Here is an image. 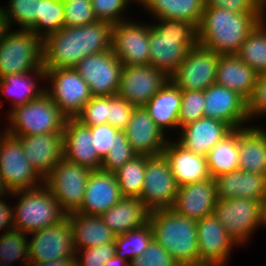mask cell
<instances>
[{"label": "cell", "mask_w": 266, "mask_h": 266, "mask_svg": "<svg viewBox=\"0 0 266 266\" xmlns=\"http://www.w3.org/2000/svg\"><path fill=\"white\" fill-rule=\"evenodd\" d=\"M113 25L96 21L77 27H63L42 39L43 68H75L86 56L111 49Z\"/></svg>", "instance_id": "cell-1"}, {"label": "cell", "mask_w": 266, "mask_h": 266, "mask_svg": "<svg viewBox=\"0 0 266 266\" xmlns=\"http://www.w3.org/2000/svg\"><path fill=\"white\" fill-rule=\"evenodd\" d=\"M266 16L205 7L198 26V43L219 55H236L248 33Z\"/></svg>", "instance_id": "cell-2"}, {"label": "cell", "mask_w": 266, "mask_h": 266, "mask_svg": "<svg viewBox=\"0 0 266 266\" xmlns=\"http://www.w3.org/2000/svg\"><path fill=\"white\" fill-rule=\"evenodd\" d=\"M149 25V64L170 77L187 52L198 44V29L189 21L168 18Z\"/></svg>", "instance_id": "cell-3"}, {"label": "cell", "mask_w": 266, "mask_h": 266, "mask_svg": "<svg viewBox=\"0 0 266 266\" xmlns=\"http://www.w3.org/2000/svg\"><path fill=\"white\" fill-rule=\"evenodd\" d=\"M148 222L152 227L153 239L180 266H200L196 220L167 208L150 211Z\"/></svg>", "instance_id": "cell-4"}, {"label": "cell", "mask_w": 266, "mask_h": 266, "mask_svg": "<svg viewBox=\"0 0 266 266\" xmlns=\"http://www.w3.org/2000/svg\"><path fill=\"white\" fill-rule=\"evenodd\" d=\"M42 39L30 29L9 32L0 41V79L3 76L33 72L45 78Z\"/></svg>", "instance_id": "cell-5"}, {"label": "cell", "mask_w": 266, "mask_h": 266, "mask_svg": "<svg viewBox=\"0 0 266 266\" xmlns=\"http://www.w3.org/2000/svg\"><path fill=\"white\" fill-rule=\"evenodd\" d=\"M20 200L13 207L14 226L25 234L55 225L66 217L52 192L45 186L12 192Z\"/></svg>", "instance_id": "cell-6"}, {"label": "cell", "mask_w": 266, "mask_h": 266, "mask_svg": "<svg viewBox=\"0 0 266 266\" xmlns=\"http://www.w3.org/2000/svg\"><path fill=\"white\" fill-rule=\"evenodd\" d=\"M6 132L14 137L47 133H63L67 117L44 92L36 99L15 107L9 114Z\"/></svg>", "instance_id": "cell-7"}, {"label": "cell", "mask_w": 266, "mask_h": 266, "mask_svg": "<svg viewBox=\"0 0 266 266\" xmlns=\"http://www.w3.org/2000/svg\"><path fill=\"white\" fill-rule=\"evenodd\" d=\"M91 170L62 158L43 180L66 213L76 212L82 205Z\"/></svg>", "instance_id": "cell-8"}, {"label": "cell", "mask_w": 266, "mask_h": 266, "mask_svg": "<svg viewBox=\"0 0 266 266\" xmlns=\"http://www.w3.org/2000/svg\"><path fill=\"white\" fill-rule=\"evenodd\" d=\"M178 188L165 155L146 156L144 182L138 197L143 205L149 211L172 208Z\"/></svg>", "instance_id": "cell-9"}, {"label": "cell", "mask_w": 266, "mask_h": 266, "mask_svg": "<svg viewBox=\"0 0 266 266\" xmlns=\"http://www.w3.org/2000/svg\"><path fill=\"white\" fill-rule=\"evenodd\" d=\"M44 70L52 85L45 92L67 118H76L93 97L89 85L75 68Z\"/></svg>", "instance_id": "cell-10"}, {"label": "cell", "mask_w": 266, "mask_h": 266, "mask_svg": "<svg viewBox=\"0 0 266 266\" xmlns=\"http://www.w3.org/2000/svg\"><path fill=\"white\" fill-rule=\"evenodd\" d=\"M213 215L237 244H243L261 224V202L249 198L217 199Z\"/></svg>", "instance_id": "cell-11"}, {"label": "cell", "mask_w": 266, "mask_h": 266, "mask_svg": "<svg viewBox=\"0 0 266 266\" xmlns=\"http://www.w3.org/2000/svg\"><path fill=\"white\" fill-rule=\"evenodd\" d=\"M0 177L10 192L40 187L44 180L25 157L21 140L7 132L0 135Z\"/></svg>", "instance_id": "cell-12"}, {"label": "cell", "mask_w": 266, "mask_h": 266, "mask_svg": "<svg viewBox=\"0 0 266 266\" xmlns=\"http://www.w3.org/2000/svg\"><path fill=\"white\" fill-rule=\"evenodd\" d=\"M220 55L199 43L190 49L169 79L181 91H204L216 83Z\"/></svg>", "instance_id": "cell-13"}, {"label": "cell", "mask_w": 266, "mask_h": 266, "mask_svg": "<svg viewBox=\"0 0 266 266\" xmlns=\"http://www.w3.org/2000/svg\"><path fill=\"white\" fill-rule=\"evenodd\" d=\"M75 69L89 85L92 96L117 94L123 65L112 49L86 56Z\"/></svg>", "instance_id": "cell-14"}, {"label": "cell", "mask_w": 266, "mask_h": 266, "mask_svg": "<svg viewBox=\"0 0 266 266\" xmlns=\"http://www.w3.org/2000/svg\"><path fill=\"white\" fill-rule=\"evenodd\" d=\"M169 77L149 65H123L117 95L135 107H144Z\"/></svg>", "instance_id": "cell-15"}, {"label": "cell", "mask_w": 266, "mask_h": 266, "mask_svg": "<svg viewBox=\"0 0 266 266\" xmlns=\"http://www.w3.org/2000/svg\"><path fill=\"white\" fill-rule=\"evenodd\" d=\"M31 234L29 262H50L76 257L72 226L67 216L59 223Z\"/></svg>", "instance_id": "cell-16"}, {"label": "cell", "mask_w": 266, "mask_h": 266, "mask_svg": "<svg viewBox=\"0 0 266 266\" xmlns=\"http://www.w3.org/2000/svg\"><path fill=\"white\" fill-rule=\"evenodd\" d=\"M111 49L122 65H149V26L126 20L114 24Z\"/></svg>", "instance_id": "cell-17"}, {"label": "cell", "mask_w": 266, "mask_h": 266, "mask_svg": "<svg viewBox=\"0 0 266 266\" xmlns=\"http://www.w3.org/2000/svg\"><path fill=\"white\" fill-rule=\"evenodd\" d=\"M204 115L233 129L242 128L249 119L248 101L238 92L215 83L204 90Z\"/></svg>", "instance_id": "cell-18"}, {"label": "cell", "mask_w": 266, "mask_h": 266, "mask_svg": "<svg viewBox=\"0 0 266 266\" xmlns=\"http://www.w3.org/2000/svg\"><path fill=\"white\" fill-rule=\"evenodd\" d=\"M196 222L200 266H223L236 242L213 214Z\"/></svg>", "instance_id": "cell-19"}, {"label": "cell", "mask_w": 266, "mask_h": 266, "mask_svg": "<svg viewBox=\"0 0 266 266\" xmlns=\"http://www.w3.org/2000/svg\"><path fill=\"white\" fill-rule=\"evenodd\" d=\"M127 142L137 155L162 154L167 139L144 107H135L127 127L123 130Z\"/></svg>", "instance_id": "cell-20"}, {"label": "cell", "mask_w": 266, "mask_h": 266, "mask_svg": "<svg viewBox=\"0 0 266 266\" xmlns=\"http://www.w3.org/2000/svg\"><path fill=\"white\" fill-rule=\"evenodd\" d=\"M122 197L115 173L91 170L82 205L76 212L101 216Z\"/></svg>", "instance_id": "cell-21"}, {"label": "cell", "mask_w": 266, "mask_h": 266, "mask_svg": "<svg viewBox=\"0 0 266 266\" xmlns=\"http://www.w3.org/2000/svg\"><path fill=\"white\" fill-rule=\"evenodd\" d=\"M216 201V183L210 177L203 181L179 186L171 209L197 221L213 214Z\"/></svg>", "instance_id": "cell-22"}, {"label": "cell", "mask_w": 266, "mask_h": 266, "mask_svg": "<svg viewBox=\"0 0 266 266\" xmlns=\"http://www.w3.org/2000/svg\"><path fill=\"white\" fill-rule=\"evenodd\" d=\"M18 138L21 140L25 157L43 179L63 158V133L36 134Z\"/></svg>", "instance_id": "cell-23"}, {"label": "cell", "mask_w": 266, "mask_h": 266, "mask_svg": "<svg viewBox=\"0 0 266 266\" xmlns=\"http://www.w3.org/2000/svg\"><path fill=\"white\" fill-rule=\"evenodd\" d=\"M63 158L90 170L100 169L102 160L93 146L91 129L75 118H67L63 130Z\"/></svg>", "instance_id": "cell-24"}, {"label": "cell", "mask_w": 266, "mask_h": 266, "mask_svg": "<svg viewBox=\"0 0 266 266\" xmlns=\"http://www.w3.org/2000/svg\"><path fill=\"white\" fill-rule=\"evenodd\" d=\"M233 130L229 124L223 121L203 117L183 126L177 142L188 151L206 156L220 140Z\"/></svg>", "instance_id": "cell-25"}, {"label": "cell", "mask_w": 266, "mask_h": 266, "mask_svg": "<svg viewBox=\"0 0 266 266\" xmlns=\"http://www.w3.org/2000/svg\"><path fill=\"white\" fill-rule=\"evenodd\" d=\"M163 154L168 159L178 186L210 178L206 156L188 151L178 142H169V140Z\"/></svg>", "instance_id": "cell-26"}, {"label": "cell", "mask_w": 266, "mask_h": 266, "mask_svg": "<svg viewBox=\"0 0 266 266\" xmlns=\"http://www.w3.org/2000/svg\"><path fill=\"white\" fill-rule=\"evenodd\" d=\"M216 183L217 199L249 198L262 201L266 196V176L241 169L218 175Z\"/></svg>", "instance_id": "cell-27"}, {"label": "cell", "mask_w": 266, "mask_h": 266, "mask_svg": "<svg viewBox=\"0 0 266 266\" xmlns=\"http://www.w3.org/2000/svg\"><path fill=\"white\" fill-rule=\"evenodd\" d=\"M149 213L138 197H122L100 217L117 236L143 227L148 223Z\"/></svg>", "instance_id": "cell-28"}, {"label": "cell", "mask_w": 266, "mask_h": 266, "mask_svg": "<svg viewBox=\"0 0 266 266\" xmlns=\"http://www.w3.org/2000/svg\"><path fill=\"white\" fill-rule=\"evenodd\" d=\"M258 74L237 55H220L216 84L238 92L247 101L253 96Z\"/></svg>", "instance_id": "cell-29"}, {"label": "cell", "mask_w": 266, "mask_h": 266, "mask_svg": "<svg viewBox=\"0 0 266 266\" xmlns=\"http://www.w3.org/2000/svg\"><path fill=\"white\" fill-rule=\"evenodd\" d=\"M72 226L73 246L76 255L81 248H90L111 243L116 235L103 222L100 216L72 212L66 214Z\"/></svg>", "instance_id": "cell-30"}, {"label": "cell", "mask_w": 266, "mask_h": 266, "mask_svg": "<svg viewBox=\"0 0 266 266\" xmlns=\"http://www.w3.org/2000/svg\"><path fill=\"white\" fill-rule=\"evenodd\" d=\"M239 169L266 176V131L238 128Z\"/></svg>", "instance_id": "cell-31"}, {"label": "cell", "mask_w": 266, "mask_h": 266, "mask_svg": "<svg viewBox=\"0 0 266 266\" xmlns=\"http://www.w3.org/2000/svg\"><path fill=\"white\" fill-rule=\"evenodd\" d=\"M180 104L181 90L169 79L144 108L156 125L165 133L167 127H179Z\"/></svg>", "instance_id": "cell-32"}, {"label": "cell", "mask_w": 266, "mask_h": 266, "mask_svg": "<svg viewBox=\"0 0 266 266\" xmlns=\"http://www.w3.org/2000/svg\"><path fill=\"white\" fill-rule=\"evenodd\" d=\"M157 19L189 21L197 28L205 8V0H138Z\"/></svg>", "instance_id": "cell-33"}, {"label": "cell", "mask_w": 266, "mask_h": 266, "mask_svg": "<svg viewBox=\"0 0 266 266\" xmlns=\"http://www.w3.org/2000/svg\"><path fill=\"white\" fill-rule=\"evenodd\" d=\"M210 177L239 169L238 129L220 140L206 155Z\"/></svg>", "instance_id": "cell-34"}, {"label": "cell", "mask_w": 266, "mask_h": 266, "mask_svg": "<svg viewBox=\"0 0 266 266\" xmlns=\"http://www.w3.org/2000/svg\"><path fill=\"white\" fill-rule=\"evenodd\" d=\"M266 19H262L248 33L236 54L246 65L258 75L266 73Z\"/></svg>", "instance_id": "cell-35"}, {"label": "cell", "mask_w": 266, "mask_h": 266, "mask_svg": "<svg viewBox=\"0 0 266 266\" xmlns=\"http://www.w3.org/2000/svg\"><path fill=\"white\" fill-rule=\"evenodd\" d=\"M29 73L7 75L0 79V93L3 92L2 95L7 94L11 97L12 95L13 97L16 96L13 98L12 109L36 99L45 92L44 89L35 88L37 84L34 83L35 80L31 78Z\"/></svg>", "instance_id": "cell-36"}, {"label": "cell", "mask_w": 266, "mask_h": 266, "mask_svg": "<svg viewBox=\"0 0 266 266\" xmlns=\"http://www.w3.org/2000/svg\"><path fill=\"white\" fill-rule=\"evenodd\" d=\"M146 156L137 155L115 173L123 197H139L144 182Z\"/></svg>", "instance_id": "cell-37"}, {"label": "cell", "mask_w": 266, "mask_h": 266, "mask_svg": "<svg viewBox=\"0 0 266 266\" xmlns=\"http://www.w3.org/2000/svg\"><path fill=\"white\" fill-rule=\"evenodd\" d=\"M152 240L153 231L148 222L141 228L117 235L114 240L115 254L124 260H127L129 254V262H131L144 253Z\"/></svg>", "instance_id": "cell-38"}, {"label": "cell", "mask_w": 266, "mask_h": 266, "mask_svg": "<svg viewBox=\"0 0 266 266\" xmlns=\"http://www.w3.org/2000/svg\"><path fill=\"white\" fill-rule=\"evenodd\" d=\"M64 20V3L61 0H39V17L29 29L43 39L62 29Z\"/></svg>", "instance_id": "cell-39"}, {"label": "cell", "mask_w": 266, "mask_h": 266, "mask_svg": "<svg viewBox=\"0 0 266 266\" xmlns=\"http://www.w3.org/2000/svg\"><path fill=\"white\" fill-rule=\"evenodd\" d=\"M7 28L11 21L17 22L21 28L29 29L39 17V0H10L9 7L2 9Z\"/></svg>", "instance_id": "cell-40"}, {"label": "cell", "mask_w": 266, "mask_h": 266, "mask_svg": "<svg viewBox=\"0 0 266 266\" xmlns=\"http://www.w3.org/2000/svg\"><path fill=\"white\" fill-rule=\"evenodd\" d=\"M24 232L11 230L0 235V261H15L22 259L29 263V242Z\"/></svg>", "instance_id": "cell-41"}, {"label": "cell", "mask_w": 266, "mask_h": 266, "mask_svg": "<svg viewBox=\"0 0 266 266\" xmlns=\"http://www.w3.org/2000/svg\"><path fill=\"white\" fill-rule=\"evenodd\" d=\"M135 156L137 154L127 142L124 131L119 130L116 133V143L113 147H110L109 152L103 158L100 169L114 173Z\"/></svg>", "instance_id": "cell-42"}, {"label": "cell", "mask_w": 266, "mask_h": 266, "mask_svg": "<svg viewBox=\"0 0 266 266\" xmlns=\"http://www.w3.org/2000/svg\"><path fill=\"white\" fill-rule=\"evenodd\" d=\"M205 117L204 91H181L179 127Z\"/></svg>", "instance_id": "cell-43"}, {"label": "cell", "mask_w": 266, "mask_h": 266, "mask_svg": "<svg viewBox=\"0 0 266 266\" xmlns=\"http://www.w3.org/2000/svg\"><path fill=\"white\" fill-rule=\"evenodd\" d=\"M64 3V27H77L97 21L91 0H70Z\"/></svg>", "instance_id": "cell-44"}, {"label": "cell", "mask_w": 266, "mask_h": 266, "mask_svg": "<svg viewBox=\"0 0 266 266\" xmlns=\"http://www.w3.org/2000/svg\"><path fill=\"white\" fill-rule=\"evenodd\" d=\"M75 119L85 126L108 123V96H93Z\"/></svg>", "instance_id": "cell-45"}, {"label": "cell", "mask_w": 266, "mask_h": 266, "mask_svg": "<svg viewBox=\"0 0 266 266\" xmlns=\"http://www.w3.org/2000/svg\"><path fill=\"white\" fill-rule=\"evenodd\" d=\"M130 266H180L175 259L154 239L140 256L130 262Z\"/></svg>", "instance_id": "cell-46"}, {"label": "cell", "mask_w": 266, "mask_h": 266, "mask_svg": "<svg viewBox=\"0 0 266 266\" xmlns=\"http://www.w3.org/2000/svg\"><path fill=\"white\" fill-rule=\"evenodd\" d=\"M131 0H91L93 13L98 21L112 25L123 21L122 13ZM134 1V0H133Z\"/></svg>", "instance_id": "cell-47"}, {"label": "cell", "mask_w": 266, "mask_h": 266, "mask_svg": "<svg viewBox=\"0 0 266 266\" xmlns=\"http://www.w3.org/2000/svg\"><path fill=\"white\" fill-rule=\"evenodd\" d=\"M135 106L120 96H108V124L123 131L131 118Z\"/></svg>", "instance_id": "cell-48"}, {"label": "cell", "mask_w": 266, "mask_h": 266, "mask_svg": "<svg viewBox=\"0 0 266 266\" xmlns=\"http://www.w3.org/2000/svg\"><path fill=\"white\" fill-rule=\"evenodd\" d=\"M82 258L76 255L77 266H104L115 255V242L80 249Z\"/></svg>", "instance_id": "cell-49"}, {"label": "cell", "mask_w": 266, "mask_h": 266, "mask_svg": "<svg viewBox=\"0 0 266 266\" xmlns=\"http://www.w3.org/2000/svg\"><path fill=\"white\" fill-rule=\"evenodd\" d=\"M91 129L93 146L96 149L98 157L103 160L109 152L110 147L116 143V133L118 129L110 124H101L99 126H88Z\"/></svg>", "instance_id": "cell-50"}, {"label": "cell", "mask_w": 266, "mask_h": 266, "mask_svg": "<svg viewBox=\"0 0 266 266\" xmlns=\"http://www.w3.org/2000/svg\"><path fill=\"white\" fill-rule=\"evenodd\" d=\"M205 7H221L234 13L264 14L260 0H205Z\"/></svg>", "instance_id": "cell-51"}, {"label": "cell", "mask_w": 266, "mask_h": 266, "mask_svg": "<svg viewBox=\"0 0 266 266\" xmlns=\"http://www.w3.org/2000/svg\"><path fill=\"white\" fill-rule=\"evenodd\" d=\"M266 113V73L258 75L253 96L248 100L249 118Z\"/></svg>", "instance_id": "cell-52"}, {"label": "cell", "mask_w": 266, "mask_h": 266, "mask_svg": "<svg viewBox=\"0 0 266 266\" xmlns=\"http://www.w3.org/2000/svg\"><path fill=\"white\" fill-rule=\"evenodd\" d=\"M9 206L4 200H0V230L6 228V232L15 230L13 208Z\"/></svg>", "instance_id": "cell-53"}, {"label": "cell", "mask_w": 266, "mask_h": 266, "mask_svg": "<svg viewBox=\"0 0 266 266\" xmlns=\"http://www.w3.org/2000/svg\"><path fill=\"white\" fill-rule=\"evenodd\" d=\"M28 266H77L75 258H65L63 260H55L48 262H29Z\"/></svg>", "instance_id": "cell-54"}, {"label": "cell", "mask_w": 266, "mask_h": 266, "mask_svg": "<svg viewBox=\"0 0 266 266\" xmlns=\"http://www.w3.org/2000/svg\"><path fill=\"white\" fill-rule=\"evenodd\" d=\"M104 266H130V262L128 260H124L118 257L116 254L109 259Z\"/></svg>", "instance_id": "cell-55"}, {"label": "cell", "mask_w": 266, "mask_h": 266, "mask_svg": "<svg viewBox=\"0 0 266 266\" xmlns=\"http://www.w3.org/2000/svg\"><path fill=\"white\" fill-rule=\"evenodd\" d=\"M7 25L5 22V17H4V13L2 11V8L0 7V41L2 39V35L4 34V32L7 30Z\"/></svg>", "instance_id": "cell-56"}, {"label": "cell", "mask_w": 266, "mask_h": 266, "mask_svg": "<svg viewBox=\"0 0 266 266\" xmlns=\"http://www.w3.org/2000/svg\"><path fill=\"white\" fill-rule=\"evenodd\" d=\"M261 224L266 225V196L261 201Z\"/></svg>", "instance_id": "cell-57"}, {"label": "cell", "mask_w": 266, "mask_h": 266, "mask_svg": "<svg viewBox=\"0 0 266 266\" xmlns=\"http://www.w3.org/2000/svg\"><path fill=\"white\" fill-rule=\"evenodd\" d=\"M7 194H11L12 196V192L9 191V189L6 187L3 179L0 177V197H6Z\"/></svg>", "instance_id": "cell-58"}, {"label": "cell", "mask_w": 266, "mask_h": 266, "mask_svg": "<svg viewBox=\"0 0 266 266\" xmlns=\"http://www.w3.org/2000/svg\"><path fill=\"white\" fill-rule=\"evenodd\" d=\"M260 2L262 4L263 9L265 10V8H266V0H260Z\"/></svg>", "instance_id": "cell-59"}, {"label": "cell", "mask_w": 266, "mask_h": 266, "mask_svg": "<svg viewBox=\"0 0 266 266\" xmlns=\"http://www.w3.org/2000/svg\"><path fill=\"white\" fill-rule=\"evenodd\" d=\"M6 264V265H5ZM0 266H7V262L5 261H0ZM10 266V265H9Z\"/></svg>", "instance_id": "cell-60"}]
</instances>
